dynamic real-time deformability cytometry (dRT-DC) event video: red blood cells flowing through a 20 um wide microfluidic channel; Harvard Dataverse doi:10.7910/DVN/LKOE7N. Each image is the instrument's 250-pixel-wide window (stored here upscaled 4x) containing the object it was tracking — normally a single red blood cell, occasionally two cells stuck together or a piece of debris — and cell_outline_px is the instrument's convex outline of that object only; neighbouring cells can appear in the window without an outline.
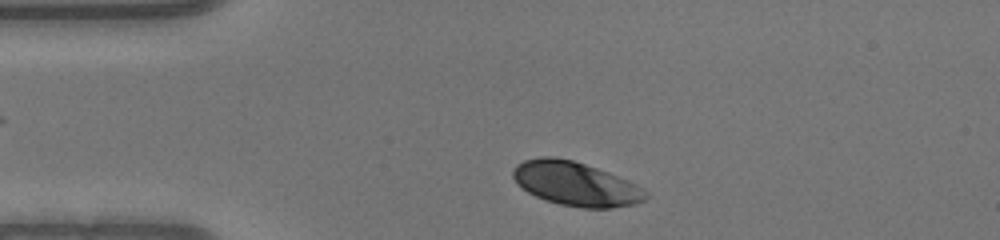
{"species": "human", "species_latin": "Homo sapiens", "temperature_condition": "warm", "stored_images_in_passage": 34, "camera_frame_rate_fps": 3000, "um_per_image_px": 0.085, "donor": {"sex": "male"}, "frame": {"image": 1, "passage_image": 2, "time_ms": 0.333, "image_size_px": [1000, 240], "cell_outline_px": [[648, 196], [644, 200], [632, 204], [612, 208], [584, 208], [560, 204], [536, 196], [528, 192], [516, 184], [512, 176], [512, 172], [516, 164], [524, 160], [540, 156], [552, 156], [572, 160], [608, 172], [628, 180], [636, 184], [648, 192]], "centroid_in_image_um": [48.91, 15.61], "position_along_channel_um": 36.1, "area_um2": 33.93}}
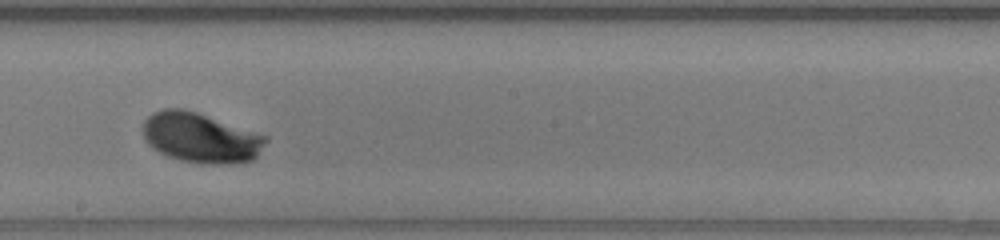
{"frame": {"image": 2, "passage_image": 19, "time_ms": 6.0, "image_size_px": [1000, 240], "cell_outline_px": [[268, 140], [256, 156], [252, 160], [232, 164], [204, 164], [180, 160], [168, 156], [152, 148], [144, 140], [144, 120], [152, 112], [164, 108], [180, 108], [196, 112], [268, 136]], "centroid_in_image_um": [17.05, 11.71], "position_along_channel_um": 231.2, "area_um2": 35.72}}
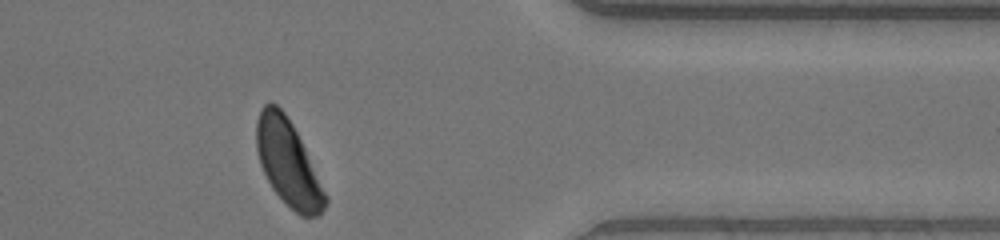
{"frame": {"image": 3, "passage_image": 32, "time_ms": 10.333, "image_size_px": [1000, 240], "cell_outline_px": [[328, 200], [320, 216], [300, 216], [272, 188], [260, 164], [256, 148], [256, 120], [260, 108], [268, 100], [276, 104], [284, 112], [292, 124], [328, 196]], "centroid_in_image_um": [24.47, 13.82], "position_along_channel_um": 386.9, "area_um2": 33.99}}